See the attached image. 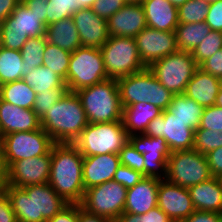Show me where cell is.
I'll return each instance as SVG.
<instances>
[{
	"label": "cell",
	"mask_w": 222,
	"mask_h": 222,
	"mask_svg": "<svg viewBox=\"0 0 222 222\" xmlns=\"http://www.w3.org/2000/svg\"><path fill=\"white\" fill-rule=\"evenodd\" d=\"M83 158L73 143H54L51 148L48 183L68 204H80L84 197Z\"/></svg>",
	"instance_id": "cell-1"
},
{
	"label": "cell",
	"mask_w": 222,
	"mask_h": 222,
	"mask_svg": "<svg viewBox=\"0 0 222 222\" xmlns=\"http://www.w3.org/2000/svg\"><path fill=\"white\" fill-rule=\"evenodd\" d=\"M4 193L17 222H47L68 205L49 183L22 188L7 185Z\"/></svg>",
	"instance_id": "cell-2"
},
{
	"label": "cell",
	"mask_w": 222,
	"mask_h": 222,
	"mask_svg": "<svg viewBox=\"0 0 222 222\" xmlns=\"http://www.w3.org/2000/svg\"><path fill=\"white\" fill-rule=\"evenodd\" d=\"M40 123L54 143H73L88 125L80 98L69 91L46 111Z\"/></svg>",
	"instance_id": "cell-3"
},
{
	"label": "cell",
	"mask_w": 222,
	"mask_h": 222,
	"mask_svg": "<svg viewBox=\"0 0 222 222\" xmlns=\"http://www.w3.org/2000/svg\"><path fill=\"white\" fill-rule=\"evenodd\" d=\"M75 93L80 98L88 123L122 121L123 107L116 79H105Z\"/></svg>",
	"instance_id": "cell-4"
},
{
	"label": "cell",
	"mask_w": 222,
	"mask_h": 222,
	"mask_svg": "<svg viewBox=\"0 0 222 222\" xmlns=\"http://www.w3.org/2000/svg\"><path fill=\"white\" fill-rule=\"evenodd\" d=\"M122 107L136 103H150L166 110L174 94L167 90L147 68L143 71L116 79Z\"/></svg>",
	"instance_id": "cell-5"
},
{
	"label": "cell",
	"mask_w": 222,
	"mask_h": 222,
	"mask_svg": "<svg viewBox=\"0 0 222 222\" xmlns=\"http://www.w3.org/2000/svg\"><path fill=\"white\" fill-rule=\"evenodd\" d=\"M128 143V134L122 121L88 123L73 142L84 157L100 154H119Z\"/></svg>",
	"instance_id": "cell-6"
},
{
	"label": "cell",
	"mask_w": 222,
	"mask_h": 222,
	"mask_svg": "<svg viewBox=\"0 0 222 222\" xmlns=\"http://www.w3.org/2000/svg\"><path fill=\"white\" fill-rule=\"evenodd\" d=\"M105 79H108V75L100 48L81 46L71 53L66 76L69 92H76Z\"/></svg>",
	"instance_id": "cell-7"
},
{
	"label": "cell",
	"mask_w": 222,
	"mask_h": 222,
	"mask_svg": "<svg viewBox=\"0 0 222 222\" xmlns=\"http://www.w3.org/2000/svg\"><path fill=\"white\" fill-rule=\"evenodd\" d=\"M100 50L108 78L118 79L147 68L139 57L134 37L111 36Z\"/></svg>",
	"instance_id": "cell-8"
},
{
	"label": "cell",
	"mask_w": 222,
	"mask_h": 222,
	"mask_svg": "<svg viewBox=\"0 0 222 222\" xmlns=\"http://www.w3.org/2000/svg\"><path fill=\"white\" fill-rule=\"evenodd\" d=\"M198 67L191 52L178 50L153 62L148 69L167 90L178 95L184 93Z\"/></svg>",
	"instance_id": "cell-9"
},
{
	"label": "cell",
	"mask_w": 222,
	"mask_h": 222,
	"mask_svg": "<svg viewBox=\"0 0 222 222\" xmlns=\"http://www.w3.org/2000/svg\"><path fill=\"white\" fill-rule=\"evenodd\" d=\"M212 177L206 156L194 148L171 152L166 167V180L184 188Z\"/></svg>",
	"instance_id": "cell-10"
},
{
	"label": "cell",
	"mask_w": 222,
	"mask_h": 222,
	"mask_svg": "<svg viewBox=\"0 0 222 222\" xmlns=\"http://www.w3.org/2000/svg\"><path fill=\"white\" fill-rule=\"evenodd\" d=\"M127 189L114 180L85 190L80 203L87 212L103 216L116 222L124 213Z\"/></svg>",
	"instance_id": "cell-11"
},
{
	"label": "cell",
	"mask_w": 222,
	"mask_h": 222,
	"mask_svg": "<svg viewBox=\"0 0 222 222\" xmlns=\"http://www.w3.org/2000/svg\"><path fill=\"white\" fill-rule=\"evenodd\" d=\"M54 142L42 129L14 132L6 135L5 151L2 159L8 168L13 162L46 155Z\"/></svg>",
	"instance_id": "cell-12"
},
{
	"label": "cell",
	"mask_w": 222,
	"mask_h": 222,
	"mask_svg": "<svg viewBox=\"0 0 222 222\" xmlns=\"http://www.w3.org/2000/svg\"><path fill=\"white\" fill-rule=\"evenodd\" d=\"M144 134L165 138L171 152L190 150L194 146V130L167 110L149 123Z\"/></svg>",
	"instance_id": "cell-13"
},
{
	"label": "cell",
	"mask_w": 222,
	"mask_h": 222,
	"mask_svg": "<svg viewBox=\"0 0 222 222\" xmlns=\"http://www.w3.org/2000/svg\"><path fill=\"white\" fill-rule=\"evenodd\" d=\"M128 142L144 158V176L166 178V167L171 151L163 137L145 134L128 136Z\"/></svg>",
	"instance_id": "cell-14"
},
{
	"label": "cell",
	"mask_w": 222,
	"mask_h": 222,
	"mask_svg": "<svg viewBox=\"0 0 222 222\" xmlns=\"http://www.w3.org/2000/svg\"><path fill=\"white\" fill-rule=\"evenodd\" d=\"M51 167V150L42 156L13 162L7 168V184L22 188L48 183Z\"/></svg>",
	"instance_id": "cell-15"
},
{
	"label": "cell",
	"mask_w": 222,
	"mask_h": 222,
	"mask_svg": "<svg viewBox=\"0 0 222 222\" xmlns=\"http://www.w3.org/2000/svg\"><path fill=\"white\" fill-rule=\"evenodd\" d=\"M135 41L139 57L146 67L179 50L175 32L146 27L135 37Z\"/></svg>",
	"instance_id": "cell-16"
},
{
	"label": "cell",
	"mask_w": 222,
	"mask_h": 222,
	"mask_svg": "<svg viewBox=\"0 0 222 222\" xmlns=\"http://www.w3.org/2000/svg\"><path fill=\"white\" fill-rule=\"evenodd\" d=\"M157 206L173 222H181L194 211L188 188L160 179Z\"/></svg>",
	"instance_id": "cell-17"
},
{
	"label": "cell",
	"mask_w": 222,
	"mask_h": 222,
	"mask_svg": "<svg viewBox=\"0 0 222 222\" xmlns=\"http://www.w3.org/2000/svg\"><path fill=\"white\" fill-rule=\"evenodd\" d=\"M109 36L136 37L147 27L141 3L127 2L108 20Z\"/></svg>",
	"instance_id": "cell-18"
},
{
	"label": "cell",
	"mask_w": 222,
	"mask_h": 222,
	"mask_svg": "<svg viewBox=\"0 0 222 222\" xmlns=\"http://www.w3.org/2000/svg\"><path fill=\"white\" fill-rule=\"evenodd\" d=\"M82 46L100 48L110 37L108 21L91 8L80 9L72 16Z\"/></svg>",
	"instance_id": "cell-19"
},
{
	"label": "cell",
	"mask_w": 222,
	"mask_h": 222,
	"mask_svg": "<svg viewBox=\"0 0 222 222\" xmlns=\"http://www.w3.org/2000/svg\"><path fill=\"white\" fill-rule=\"evenodd\" d=\"M120 165L119 154L108 153L84 157L83 183L85 190L113 180Z\"/></svg>",
	"instance_id": "cell-20"
},
{
	"label": "cell",
	"mask_w": 222,
	"mask_h": 222,
	"mask_svg": "<svg viewBox=\"0 0 222 222\" xmlns=\"http://www.w3.org/2000/svg\"><path fill=\"white\" fill-rule=\"evenodd\" d=\"M160 178L145 176L134 187L127 189L124 212L142 215L157 206Z\"/></svg>",
	"instance_id": "cell-21"
},
{
	"label": "cell",
	"mask_w": 222,
	"mask_h": 222,
	"mask_svg": "<svg viewBox=\"0 0 222 222\" xmlns=\"http://www.w3.org/2000/svg\"><path fill=\"white\" fill-rule=\"evenodd\" d=\"M41 128L40 118L33 109L18 107L0 98V129L6 135Z\"/></svg>",
	"instance_id": "cell-22"
},
{
	"label": "cell",
	"mask_w": 222,
	"mask_h": 222,
	"mask_svg": "<svg viewBox=\"0 0 222 222\" xmlns=\"http://www.w3.org/2000/svg\"><path fill=\"white\" fill-rule=\"evenodd\" d=\"M147 27L175 32L179 24L178 8L168 0H142Z\"/></svg>",
	"instance_id": "cell-23"
},
{
	"label": "cell",
	"mask_w": 222,
	"mask_h": 222,
	"mask_svg": "<svg viewBox=\"0 0 222 222\" xmlns=\"http://www.w3.org/2000/svg\"><path fill=\"white\" fill-rule=\"evenodd\" d=\"M220 86L218 77L198 67L183 94L204 108L210 107L215 104Z\"/></svg>",
	"instance_id": "cell-24"
},
{
	"label": "cell",
	"mask_w": 222,
	"mask_h": 222,
	"mask_svg": "<svg viewBox=\"0 0 222 222\" xmlns=\"http://www.w3.org/2000/svg\"><path fill=\"white\" fill-rule=\"evenodd\" d=\"M195 210L222 213V179L211 177L188 188Z\"/></svg>",
	"instance_id": "cell-25"
},
{
	"label": "cell",
	"mask_w": 222,
	"mask_h": 222,
	"mask_svg": "<svg viewBox=\"0 0 222 222\" xmlns=\"http://www.w3.org/2000/svg\"><path fill=\"white\" fill-rule=\"evenodd\" d=\"M162 110L150 103H136L123 108L122 123L128 136L144 134L149 123Z\"/></svg>",
	"instance_id": "cell-26"
},
{
	"label": "cell",
	"mask_w": 222,
	"mask_h": 222,
	"mask_svg": "<svg viewBox=\"0 0 222 222\" xmlns=\"http://www.w3.org/2000/svg\"><path fill=\"white\" fill-rule=\"evenodd\" d=\"M45 37L48 43L56 45L70 53L82 46L79 32L72 17L46 26Z\"/></svg>",
	"instance_id": "cell-27"
},
{
	"label": "cell",
	"mask_w": 222,
	"mask_h": 222,
	"mask_svg": "<svg viewBox=\"0 0 222 222\" xmlns=\"http://www.w3.org/2000/svg\"><path fill=\"white\" fill-rule=\"evenodd\" d=\"M0 28H19L29 37L45 36L46 26L38 16L21 1Z\"/></svg>",
	"instance_id": "cell-28"
},
{
	"label": "cell",
	"mask_w": 222,
	"mask_h": 222,
	"mask_svg": "<svg viewBox=\"0 0 222 222\" xmlns=\"http://www.w3.org/2000/svg\"><path fill=\"white\" fill-rule=\"evenodd\" d=\"M166 110L172 115H175L180 121L185 122L188 127L195 130L200 126L204 107L184 94H178L173 96Z\"/></svg>",
	"instance_id": "cell-29"
},
{
	"label": "cell",
	"mask_w": 222,
	"mask_h": 222,
	"mask_svg": "<svg viewBox=\"0 0 222 222\" xmlns=\"http://www.w3.org/2000/svg\"><path fill=\"white\" fill-rule=\"evenodd\" d=\"M205 22L178 24L175 29L176 43L180 51L192 52L209 34Z\"/></svg>",
	"instance_id": "cell-30"
},
{
	"label": "cell",
	"mask_w": 222,
	"mask_h": 222,
	"mask_svg": "<svg viewBox=\"0 0 222 222\" xmlns=\"http://www.w3.org/2000/svg\"><path fill=\"white\" fill-rule=\"evenodd\" d=\"M0 98L18 107L33 109L36 92L20 79L1 85Z\"/></svg>",
	"instance_id": "cell-31"
},
{
	"label": "cell",
	"mask_w": 222,
	"mask_h": 222,
	"mask_svg": "<svg viewBox=\"0 0 222 222\" xmlns=\"http://www.w3.org/2000/svg\"><path fill=\"white\" fill-rule=\"evenodd\" d=\"M23 59L20 50L0 46V83L1 85L20 80L23 77Z\"/></svg>",
	"instance_id": "cell-32"
},
{
	"label": "cell",
	"mask_w": 222,
	"mask_h": 222,
	"mask_svg": "<svg viewBox=\"0 0 222 222\" xmlns=\"http://www.w3.org/2000/svg\"><path fill=\"white\" fill-rule=\"evenodd\" d=\"M22 80L31 86L36 94L55 87H67L63 78L43 65L31 69L28 74L22 77Z\"/></svg>",
	"instance_id": "cell-33"
},
{
	"label": "cell",
	"mask_w": 222,
	"mask_h": 222,
	"mask_svg": "<svg viewBox=\"0 0 222 222\" xmlns=\"http://www.w3.org/2000/svg\"><path fill=\"white\" fill-rule=\"evenodd\" d=\"M47 45L45 36L30 37L23 45L22 54V67L23 76L28 74L31 69L43 65V53Z\"/></svg>",
	"instance_id": "cell-34"
},
{
	"label": "cell",
	"mask_w": 222,
	"mask_h": 222,
	"mask_svg": "<svg viewBox=\"0 0 222 222\" xmlns=\"http://www.w3.org/2000/svg\"><path fill=\"white\" fill-rule=\"evenodd\" d=\"M71 53L47 42L43 53V66L48 67L66 83Z\"/></svg>",
	"instance_id": "cell-35"
},
{
	"label": "cell",
	"mask_w": 222,
	"mask_h": 222,
	"mask_svg": "<svg viewBox=\"0 0 222 222\" xmlns=\"http://www.w3.org/2000/svg\"><path fill=\"white\" fill-rule=\"evenodd\" d=\"M208 10L207 2L189 0L178 8L179 24L205 22Z\"/></svg>",
	"instance_id": "cell-36"
},
{
	"label": "cell",
	"mask_w": 222,
	"mask_h": 222,
	"mask_svg": "<svg viewBox=\"0 0 222 222\" xmlns=\"http://www.w3.org/2000/svg\"><path fill=\"white\" fill-rule=\"evenodd\" d=\"M222 48V33L211 30L206 38L192 50V56L199 66L203 61L213 56Z\"/></svg>",
	"instance_id": "cell-37"
},
{
	"label": "cell",
	"mask_w": 222,
	"mask_h": 222,
	"mask_svg": "<svg viewBox=\"0 0 222 222\" xmlns=\"http://www.w3.org/2000/svg\"><path fill=\"white\" fill-rule=\"evenodd\" d=\"M47 26L62 19L72 17L80 10L77 0H48Z\"/></svg>",
	"instance_id": "cell-38"
},
{
	"label": "cell",
	"mask_w": 222,
	"mask_h": 222,
	"mask_svg": "<svg viewBox=\"0 0 222 222\" xmlns=\"http://www.w3.org/2000/svg\"><path fill=\"white\" fill-rule=\"evenodd\" d=\"M219 147H222V132L201 129L199 127L194 130L193 148L196 151L205 155Z\"/></svg>",
	"instance_id": "cell-39"
},
{
	"label": "cell",
	"mask_w": 222,
	"mask_h": 222,
	"mask_svg": "<svg viewBox=\"0 0 222 222\" xmlns=\"http://www.w3.org/2000/svg\"><path fill=\"white\" fill-rule=\"evenodd\" d=\"M67 87H55L48 91H43L36 94L33 104V110L39 118H41L52 105L58 102L65 94H67Z\"/></svg>",
	"instance_id": "cell-40"
},
{
	"label": "cell",
	"mask_w": 222,
	"mask_h": 222,
	"mask_svg": "<svg viewBox=\"0 0 222 222\" xmlns=\"http://www.w3.org/2000/svg\"><path fill=\"white\" fill-rule=\"evenodd\" d=\"M0 38L2 47L21 50L30 37L19 28H0Z\"/></svg>",
	"instance_id": "cell-41"
},
{
	"label": "cell",
	"mask_w": 222,
	"mask_h": 222,
	"mask_svg": "<svg viewBox=\"0 0 222 222\" xmlns=\"http://www.w3.org/2000/svg\"><path fill=\"white\" fill-rule=\"evenodd\" d=\"M116 222H173L158 206L142 215L123 213Z\"/></svg>",
	"instance_id": "cell-42"
},
{
	"label": "cell",
	"mask_w": 222,
	"mask_h": 222,
	"mask_svg": "<svg viewBox=\"0 0 222 222\" xmlns=\"http://www.w3.org/2000/svg\"><path fill=\"white\" fill-rule=\"evenodd\" d=\"M120 164L141 172L144 175V158L128 142L119 152Z\"/></svg>",
	"instance_id": "cell-43"
},
{
	"label": "cell",
	"mask_w": 222,
	"mask_h": 222,
	"mask_svg": "<svg viewBox=\"0 0 222 222\" xmlns=\"http://www.w3.org/2000/svg\"><path fill=\"white\" fill-rule=\"evenodd\" d=\"M199 128L222 132V108L216 105L205 107Z\"/></svg>",
	"instance_id": "cell-44"
},
{
	"label": "cell",
	"mask_w": 222,
	"mask_h": 222,
	"mask_svg": "<svg viewBox=\"0 0 222 222\" xmlns=\"http://www.w3.org/2000/svg\"><path fill=\"white\" fill-rule=\"evenodd\" d=\"M145 176L128 166L120 165L115 174L113 180L124 186L126 189L134 187Z\"/></svg>",
	"instance_id": "cell-45"
},
{
	"label": "cell",
	"mask_w": 222,
	"mask_h": 222,
	"mask_svg": "<svg viewBox=\"0 0 222 222\" xmlns=\"http://www.w3.org/2000/svg\"><path fill=\"white\" fill-rule=\"evenodd\" d=\"M125 0H96L91 9L101 18L108 20L113 14L124 7Z\"/></svg>",
	"instance_id": "cell-46"
},
{
	"label": "cell",
	"mask_w": 222,
	"mask_h": 222,
	"mask_svg": "<svg viewBox=\"0 0 222 222\" xmlns=\"http://www.w3.org/2000/svg\"><path fill=\"white\" fill-rule=\"evenodd\" d=\"M205 23L211 30L222 32V0L209 3Z\"/></svg>",
	"instance_id": "cell-47"
},
{
	"label": "cell",
	"mask_w": 222,
	"mask_h": 222,
	"mask_svg": "<svg viewBox=\"0 0 222 222\" xmlns=\"http://www.w3.org/2000/svg\"><path fill=\"white\" fill-rule=\"evenodd\" d=\"M199 68L221 79L222 78V48H220V50L217 51L213 56L203 61L199 65Z\"/></svg>",
	"instance_id": "cell-48"
},
{
	"label": "cell",
	"mask_w": 222,
	"mask_h": 222,
	"mask_svg": "<svg viewBox=\"0 0 222 222\" xmlns=\"http://www.w3.org/2000/svg\"><path fill=\"white\" fill-rule=\"evenodd\" d=\"M212 177L222 179V147L205 154Z\"/></svg>",
	"instance_id": "cell-49"
},
{
	"label": "cell",
	"mask_w": 222,
	"mask_h": 222,
	"mask_svg": "<svg viewBox=\"0 0 222 222\" xmlns=\"http://www.w3.org/2000/svg\"><path fill=\"white\" fill-rule=\"evenodd\" d=\"M79 204H68L47 222H78Z\"/></svg>",
	"instance_id": "cell-50"
},
{
	"label": "cell",
	"mask_w": 222,
	"mask_h": 222,
	"mask_svg": "<svg viewBox=\"0 0 222 222\" xmlns=\"http://www.w3.org/2000/svg\"><path fill=\"white\" fill-rule=\"evenodd\" d=\"M23 3L34 12L38 19L47 26V7L48 0H22Z\"/></svg>",
	"instance_id": "cell-51"
},
{
	"label": "cell",
	"mask_w": 222,
	"mask_h": 222,
	"mask_svg": "<svg viewBox=\"0 0 222 222\" xmlns=\"http://www.w3.org/2000/svg\"><path fill=\"white\" fill-rule=\"evenodd\" d=\"M181 222H222V213L195 210Z\"/></svg>",
	"instance_id": "cell-52"
},
{
	"label": "cell",
	"mask_w": 222,
	"mask_h": 222,
	"mask_svg": "<svg viewBox=\"0 0 222 222\" xmlns=\"http://www.w3.org/2000/svg\"><path fill=\"white\" fill-rule=\"evenodd\" d=\"M0 222H17L7 195L0 193Z\"/></svg>",
	"instance_id": "cell-53"
},
{
	"label": "cell",
	"mask_w": 222,
	"mask_h": 222,
	"mask_svg": "<svg viewBox=\"0 0 222 222\" xmlns=\"http://www.w3.org/2000/svg\"><path fill=\"white\" fill-rule=\"evenodd\" d=\"M22 0H0V24L5 21Z\"/></svg>",
	"instance_id": "cell-54"
},
{
	"label": "cell",
	"mask_w": 222,
	"mask_h": 222,
	"mask_svg": "<svg viewBox=\"0 0 222 222\" xmlns=\"http://www.w3.org/2000/svg\"><path fill=\"white\" fill-rule=\"evenodd\" d=\"M78 222H113L106 217L87 212L79 204Z\"/></svg>",
	"instance_id": "cell-55"
},
{
	"label": "cell",
	"mask_w": 222,
	"mask_h": 222,
	"mask_svg": "<svg viewBox=\"0 0 222 222\" xmlns=\"http://www.w3.org/2000/svg\"><path fill=\"white\" fill-rule=\"evenodd\" d=\"M7 185V168L4 160L0 158V193L5 191Z\"/></svg>",
	"instance_id": "cell-56"
},
{
	"label": "cell",
	"mask_w": 222,
	"mask_h": 222,
	"mask_svg": "<svg viewBox=\"0 0 222 222\" xmlns=\"http://www.w3.org/2000/svg\"><path fill=\"white\" fill-rule=\"evenodd\" d=\"M6 144V133L0 129V158L3 157Z\"/></svg>",
	"instance_id": "cell-57"
},
{
	"label": "cell",
	"mask_w": 222,
	"mask_h": 222,
	"mask_svg": "<svg viewBox=\"0 0 222 222\" xmlns=\"http://www.w3.org/2000/svg\"><path fill=\"white\" fill-rule=\"evenodd\" d=\"M96 0H77V6L80 9L91 8Z\"/></svg>",
	"instance_id": "cell-58"
},
{
	"label": "cell",
	"mask_w": 222,
	"mask_h": 222,
	"mask_svg": "<svg viewBox=\"0 0 222 222\" xmlns=\"http://www.w3.org/2000/svg\"><path fill=\"white\" fill-rule=\"evenodd\" d=\"M214 105L222 108V85L220 86V89H219V92L216 97V101H215Z\"/></svg>",
	"instance_id": "cell-59"
},
{
	"label": "cell",
	"mask_w": 222,
	"mask_h": 222,
	"mask_svg": "<svg viewBox=\"0 0 222 222\" xmlns=\"http://www.w3.org/2000/svg\"><path fill=\"white\" fill-rule=\"evenodd\" d=\"M172 5L179 8L181 5L185 4L189 0H168Z\"/></svg>",
	"instance_id": "cell-60"
},
{
	"label": "cell",
	"mask_w": 222,
	"mask_h": 222,
	"mask_svg": "<svg viewBox=\"0 0 222 222\" xmlns=\"http://www.w3.org/2000/svg\"><path fill=\"white\" fill-rule=\"evenodd\" d=\"M125 1L131 3H141L142 0H125Z\"/></svg>",
	"instance_id": "cell-61"
},
{
	"label": "cell",
	"mask_w": 222,
	"mask_h": 222,
	"mask_svg": "<svg viewBox=\"0 0 222 222\" xmlns=\"http://www.w3.org/2000/svg\"><path fill=\"white\" fill-rule=\"evenodd\" d=\"M199 1H205L209 4V3H213V2H216V1H219V0H199Z\"/></svg>",
	"instance_id": "cell-62"
}]
</instances>
